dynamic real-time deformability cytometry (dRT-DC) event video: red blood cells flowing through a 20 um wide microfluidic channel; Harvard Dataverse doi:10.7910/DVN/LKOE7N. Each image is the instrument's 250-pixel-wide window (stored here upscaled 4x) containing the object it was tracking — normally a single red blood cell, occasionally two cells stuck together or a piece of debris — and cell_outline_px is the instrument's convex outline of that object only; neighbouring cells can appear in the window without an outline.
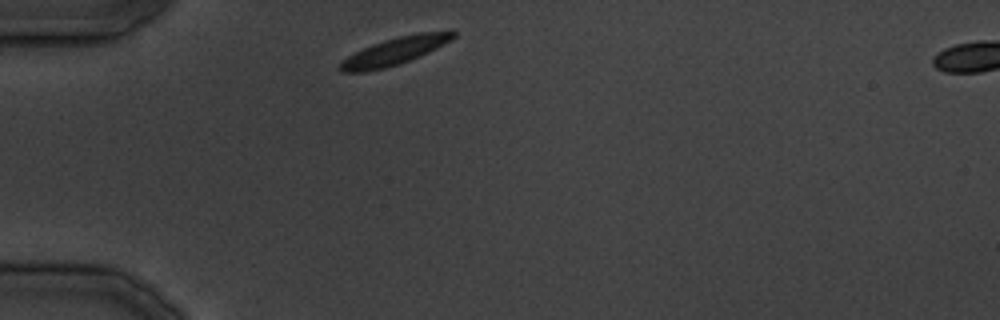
{"species": "common noctule bat (a hibernating species)", "species_latin": "Nyctalus noctula", "temperature_condition": "cold", "stored_images_in_passage": 24, "camera_frame_rate_fps": 3000, "um_per_image_px": 0.085, "animal": {"sex": "male", "body_mass_g": 19.5, "forearm_length_mm": 54.6}, "frame": {"image": 1, "passage_image": 1, "time_ms": 0.0, "image_size_px": [1000, 320], "cell_outline_px": [[456, 36], [436, 48], [400, 64], [368, 72], [344, 72], [340, 68], [340, 64], [348, 56], [372, 44], [384, 40], [416, 32], [452, 28], [456, 32]], "centroid_in_image_um": [33.65, 4.3], "position_along_channel_um": 51.4, "area_um2": 18.09}}
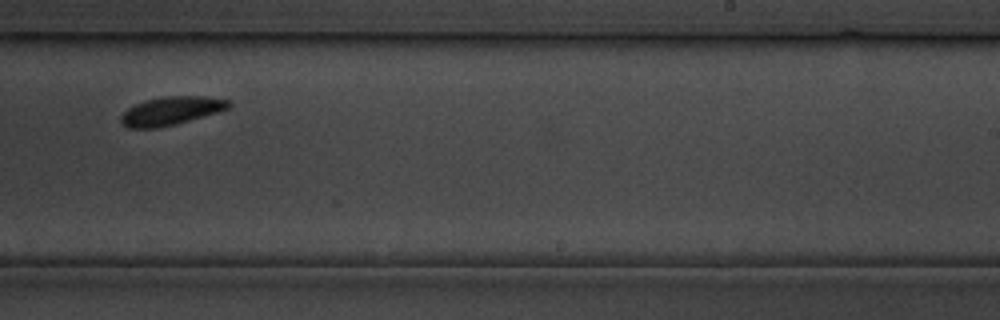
{"frame": {"image": 2, "passage_image": 14, "time_ms": 16.667, "image_size_px": [1000, 320], "cell_outline_px": [[232, 104], [228, 108], [216, 112], [176, 124], [156, 128], [128, 128], [120, 124], [120, 116], [128, 108], [136, 104], [148, 100], [164, 96], [200, 96], [228, 100]], "centroid_in_image_um": [14.49, 9.43], "position_along_channel_um": 274.5, "area_um2": 17.57}}
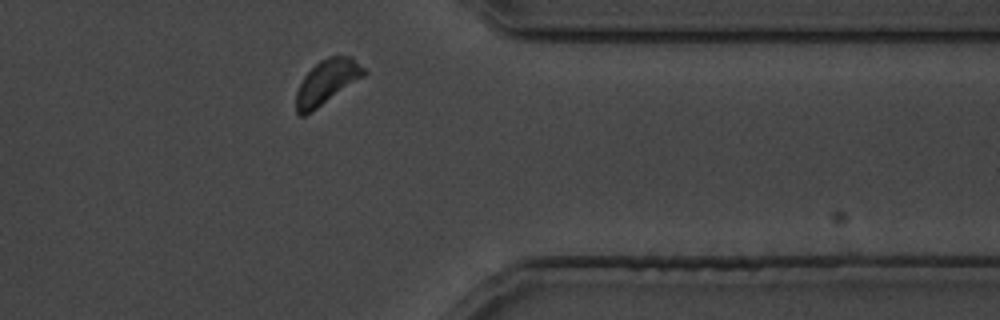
{"frame": {"image": 3, "passage_image": 21, "time_ms": 24.667, "image_size_px": [1000, 320], "cell_outline_px": [[368, 72], [364, 76], [312, 112], [304, 116], [300, 116], [296, 112], [296, 92], [304, 76], [320, 60], [328, 56], [352, 56]], "centroid_in_image_um": [27.79, 6.97], "position_along_channel_um": 383.6, "area_um2": 17.51}}